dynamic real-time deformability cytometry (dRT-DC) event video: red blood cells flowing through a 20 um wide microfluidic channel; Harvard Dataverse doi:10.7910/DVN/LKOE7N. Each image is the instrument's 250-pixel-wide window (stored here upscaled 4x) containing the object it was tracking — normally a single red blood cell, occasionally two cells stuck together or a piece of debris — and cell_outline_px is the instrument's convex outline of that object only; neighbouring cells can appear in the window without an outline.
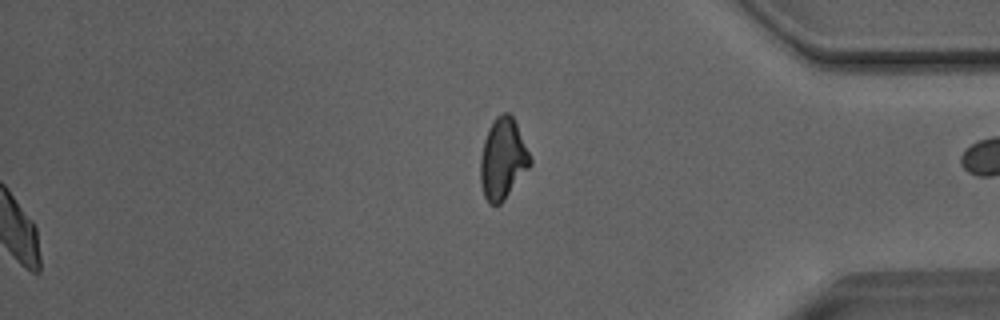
{"species": "Egyptian fruit bat (a non-hibernating species)", "species_latin": "Rousettus aegyptiacus", "temperature_condition": "room temperature", "stored_images_in_passage": 52, "camera_frame_rate_fps": 3000, "um_per_image_px": 0.085, "animal": {"sex": "male"}, "frame": {"image": 1, "passage_image": 52, "time_ms": 17.0, "image_size_px": [1000, 320], "cell_outline_px": [[532, 164], [504, 200], [500, 204], [488, 204], [484, 196], [480, 184], [480, 156], [484, 140], [488, 128], [492, 120], [496, 116], [504, 112], [508, 112], [512, 116], [516, 124], [532, 160]], "centroid_in_image_um": [42.71, 13.51], "position_along_channel_um": 392.5, "area_um2": 23.47}, "authors_computed_cell_mechanics": {"area_um2": 22.3108, "velocity_mm_per_s": 4.0236, "shape_relaxation_time_tau1_ms": 7.3694, "shape_relaxation_time_tau2_ms": 1.9581, "deformation_change_tau1": 0.1638, "deformation_change_tau2": 0.0773}}